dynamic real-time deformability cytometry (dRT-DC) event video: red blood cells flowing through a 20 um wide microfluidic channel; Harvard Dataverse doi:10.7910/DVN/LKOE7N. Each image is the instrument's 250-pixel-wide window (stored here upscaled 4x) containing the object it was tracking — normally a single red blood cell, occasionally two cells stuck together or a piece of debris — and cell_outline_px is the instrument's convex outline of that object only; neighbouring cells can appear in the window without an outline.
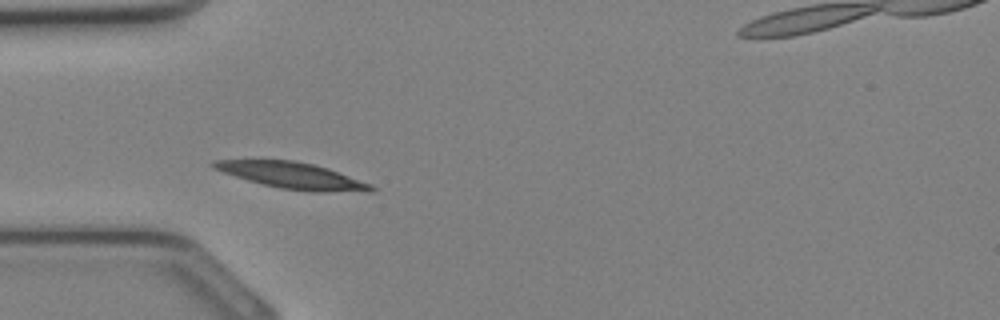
{"species": "Egyptian fruit bat (a non-hibernating species)", "species_latin": "Rousettus aegyptiacus", "temperature_condition": "cold", "stored_images_in_passage": 22, "camera_frame_rate_fps": 3000, "um_per_image_px": 0.085, "animal": {"sex": "female"}, "frame": {"image": 1, "passage_image": 1, "time_ms": 0.0, "image_size_px": [1000, 320], "cell_outline_px": [[376, 188], [372, 192], [312, 192], [280, 188], [248, 180], [212, 168], [208, 164], [212, 160], [292, 160], [312, 164], [328, 168], [372, 184]], "centroid_in_image_um": [24.89, 14.93], "position_along_channel_um": 60.1, "area_um2": 24.16}}
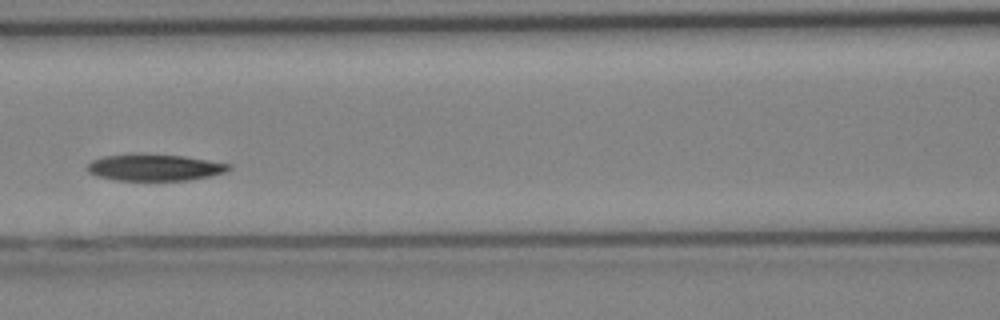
{"frame": {"image": 2, "passage_image": 6, "time_ms": 1.667, "image_size_px": [1000, 320], "cell_outline_px": [[232, 168], [224, 172], [208, 176], [188, 180], [116, 180], [96, 176], [88, 172], [88, 164], [92, 160], [104, 156], [184, 156], [232, 164]], "centroid_in_image_um": [13.18, 14.27], "position_along_channel_um": 153.4, "area_um2": 21.04}}
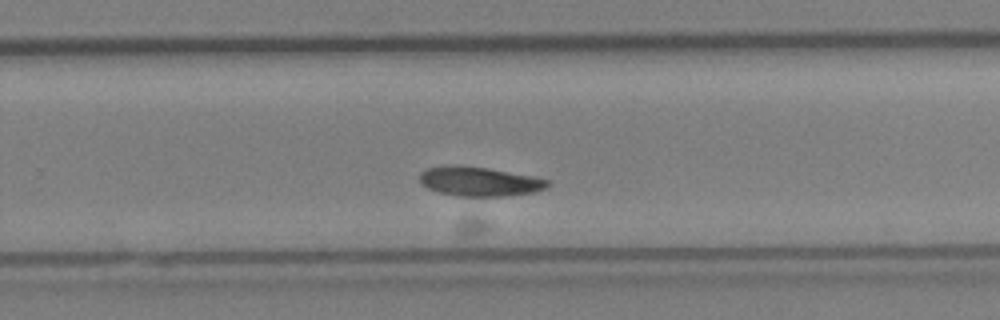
{"frame": {"image": 3, "passage_image": 13, "time_ms": 4.0, "image_size_px": [1000, 320], "cell_outline_px": [[548, 184], [544, 188], [532, 192], [504, 196], [456, 196], [440, 192], [428, 188], [420, 184], [420, 172], [428, 168], [456, 164], [484, 168], [532, 176], [548, 180]], "centroid_in_image_um": [40.68, 15.42], "position_along_channel_um": 289.1, "area_um2": 21.5}}